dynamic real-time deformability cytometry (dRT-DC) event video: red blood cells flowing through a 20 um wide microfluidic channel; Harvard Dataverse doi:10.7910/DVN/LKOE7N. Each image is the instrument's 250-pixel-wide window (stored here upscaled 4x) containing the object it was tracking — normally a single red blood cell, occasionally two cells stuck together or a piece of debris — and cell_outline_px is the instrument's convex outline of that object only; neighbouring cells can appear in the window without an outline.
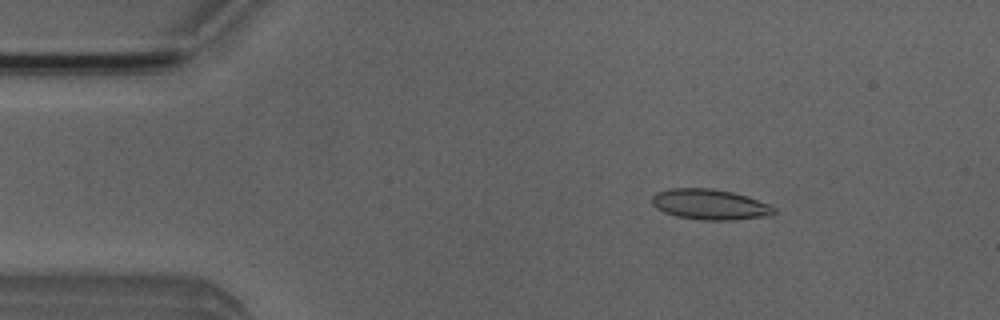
{"species": "Egyptian fruit bat (a non-hibernating species)", "species_latin": "Rousettus aegyptiacus", "temperature_condition": "room temperature", "stored_images_in_passage": 5, "camera_frame_rate_fps": 3000, "um_per_image_px": 0.085, "animal": {"sex": "male"}, "frame": {"image": 1, "passage_image": 3, "time_ms": 2.333, "image_size_px": [1000, 320], "cell_outline_px": [[776, 212], [772, 216], [732, 220], [700, 220], [676, 216], [664, 212], [656, 208], [652, 204], [652, 196], [656, 192], [668, 188], [712, 188], [732, 192], [748, 196], [768, 204], [776, 208]], "centroid_in_image_um": [60.35, 17.38], "position_along_channel_um": 24.6, "area_um2": 21.96}}